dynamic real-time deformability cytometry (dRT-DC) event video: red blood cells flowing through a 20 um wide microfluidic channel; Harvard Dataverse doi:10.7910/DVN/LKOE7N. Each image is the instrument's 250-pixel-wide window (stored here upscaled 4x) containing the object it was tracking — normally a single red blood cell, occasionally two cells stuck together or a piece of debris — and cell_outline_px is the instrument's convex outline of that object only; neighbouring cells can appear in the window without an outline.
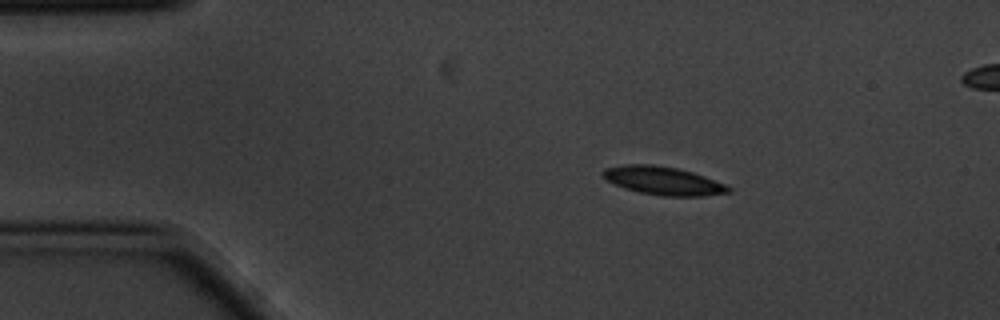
{"species": "common noctule bat (a hibernating species)", "species_latin": "Nyctalus noctula", "temperature_condition": "cold", "stored_images_in_passage": 5, "segment_of_instrument_passage": [1, 2], "camera_frame_rate_fps": 3000, "um_per_image_px": 0.085, "animal": {"sex": "male", "body_mass_g": 20.1, "forearm_length_mm": 53.5}, "frame": {"image": 1, "passage_image": 2, "time_ms": 0.333, "image_size_px": [1000, 320], "cell_outline_px": [[732, 192], [704, 196], [664, 196], [640, 192], [624, 188], [608, 180], [600, 172], [604, 168], [624, 164], [652, 164], [676, 168], [692, 172], [704, 176], [724, 184], [732, 188]], "centroid_in_image_um": [56.38, 15.36], "position_along_channel_um": 28.6, "area_um2": 20.58}}